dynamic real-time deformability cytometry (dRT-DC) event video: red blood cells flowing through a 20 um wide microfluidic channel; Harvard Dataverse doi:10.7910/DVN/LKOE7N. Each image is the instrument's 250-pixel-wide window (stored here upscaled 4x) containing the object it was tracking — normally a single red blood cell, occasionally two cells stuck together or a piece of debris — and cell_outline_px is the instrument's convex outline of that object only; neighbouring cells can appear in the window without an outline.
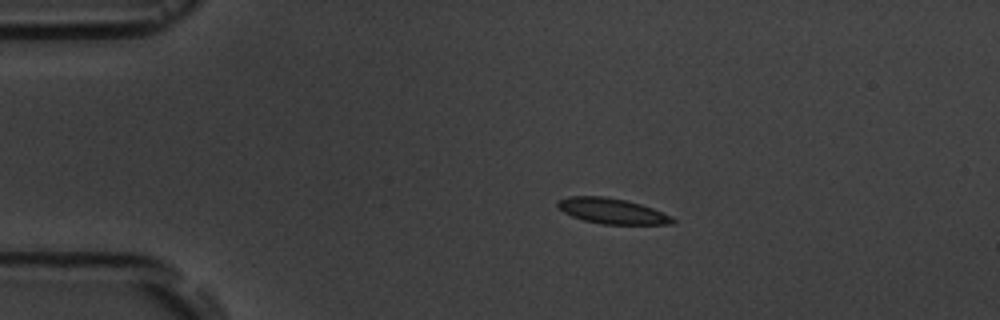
{"species": "common noctule bat (a hibernating species)", "species_latin": "Nyctalus noctula", "temperature_condition": "room temperature", "stored_images_in_passage": 7, "camera_frame_rate_fps": 3000, "um_per_image_px": 0.085, "animal": {"sex": "male", "body_mass_g": 19.5, "forearm_length_mm": 54.6}, "frame": {"image": 1, "passage_image": 3, "time_ms": 2.333, "image_size_px": [1000, 320], "cell_outline_px": [[676, 224], [600, 224], [584, 220], [572, 216], [556, 208], [556, 204], [560, 200], [568, 196], [604, 196], [624, 200], [640, 204], [652, 208], [672, 216], [676, 220]], "centroid_in_image_um": [52.02, 17.94], "position_along_channel_um": 33.0, "area_um2": 17.05}}
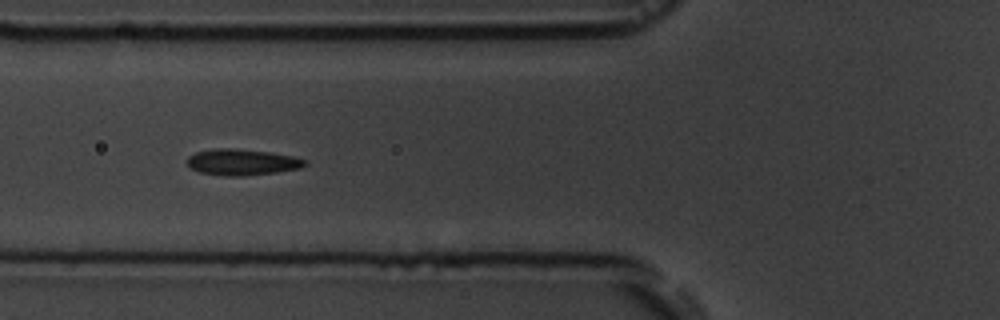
{"frame": {"image": 2, "passage_image": 6, "time_ms": 5.667, "image_size_px": [1000, 320], "cell_outline_px": [[308, 164], [300, 168], [276, 172], [244, 176], [224, 176], [200, 172], [192, 168], [188, 164], [188, 156], [196, 152], [212, 148], [232, 148], [268, 152], [292, 156], [308, 160]], "centroid_in_image_um": [20.59, 13.78], "position_along_channel_um": 105.2, "area_um2": 17.92}}
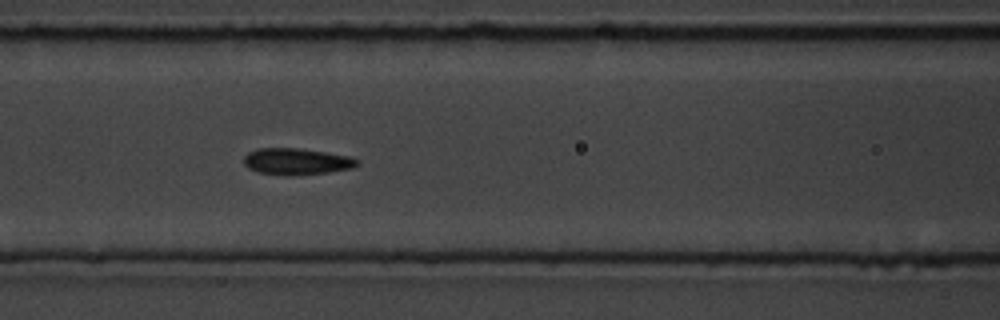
{"frame": {"image": 3, "passage_image": 7, "time_ms": 6.667, "image_size_px": [1000, 320], "cell_outline_px": [[360, 164], [352, 168], [328, 172], [292, 176], [284, 176], [256, 172], [248, 168], [244, 164], [244, 156], [248, 152], [256, 148], [296, 148], [352, 156], [360, 160]], "centroid_in_image_um": [25.2, 13.73], "position_along_channel_um": 141.4, "area_um2": 17.8}}